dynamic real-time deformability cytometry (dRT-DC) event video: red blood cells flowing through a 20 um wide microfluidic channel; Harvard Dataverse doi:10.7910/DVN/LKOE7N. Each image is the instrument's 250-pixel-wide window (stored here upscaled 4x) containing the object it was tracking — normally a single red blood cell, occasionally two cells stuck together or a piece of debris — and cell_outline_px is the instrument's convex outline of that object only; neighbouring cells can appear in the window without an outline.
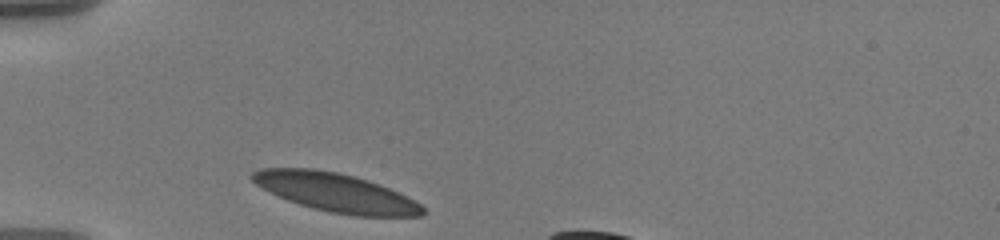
{"species": "human", "species_latin": "Homo sapiens", "temperature_condition": "warm", "stored_images_in_passage": 32, "camera_frame_rate_fps": 3000, "um_per_image_px": 0.085, "donor": {"sex": "male"}, "frame": {"image": 1, "passage_image": 1, "time_ms": 0.0, "image_size_px": [1000, 240], "cell_outline_px": [[424, 216], [352, 216], [312, 208], [288, 200], [256, 184], [248, 176], [252, 172], [260, 168], [312, 168], [336, 172], [356, 176], [380, 184], [420, 204], [424, 208]], "centroid_in_image_um": [28.52, 16.35], "position_along_channel_um": 56.5, "area_um2": 37.97}}
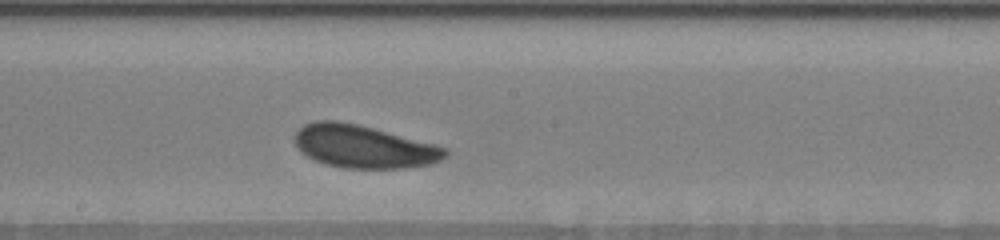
{"frame": {"image": 2, "passage_image": 16, "time_ms": 5.0, "image_size_px": [1000, 240], "cell_outline_px": [[448, 156], [432, 164], [404, 168], [344, 168], [328, 164], [316, 160], [300, 152], [296, 144], [296, 132], [304, 124], [316, 120], [336, 120], [356, 124], [372, 128], [448, 148]], "centroid_in_image_um": [30.92, 12.46], "position_along_channel_um": 217.3, "area_um2": 37.17}}
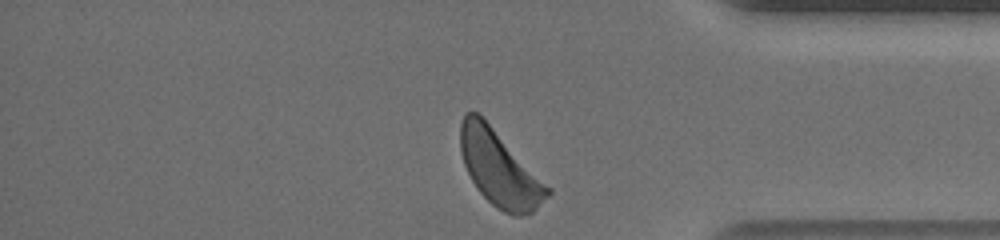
{"frame": {"image": 3, "passage_image": 32, "time_ms": 10.333, "image_size_px": [1000, 240], "cell_outline_px": [[552, 192], [532, 212], [520, 216], [512, 216], [496, 208], [476, 188], [464, 164], [460, 152], [460, 124], [464, 116], [468, 112], [476, 112], [552, 188]], "centroid_in_image_um": [42.47, 14.38], "position_along_channel_um": 392.7, "area_um2": 37.57}, "authors_computed_cell_mechanics": {"area_um2": 37.0787, "velocity_mm_per_s": 3.5113, "shape_relaxation_time_tau1_ms": 1.6407, "shape_relaxation_time_tau2_ms": null, "deformation_change_tau1": 0.0735, "deformation_change_tau2": null}}